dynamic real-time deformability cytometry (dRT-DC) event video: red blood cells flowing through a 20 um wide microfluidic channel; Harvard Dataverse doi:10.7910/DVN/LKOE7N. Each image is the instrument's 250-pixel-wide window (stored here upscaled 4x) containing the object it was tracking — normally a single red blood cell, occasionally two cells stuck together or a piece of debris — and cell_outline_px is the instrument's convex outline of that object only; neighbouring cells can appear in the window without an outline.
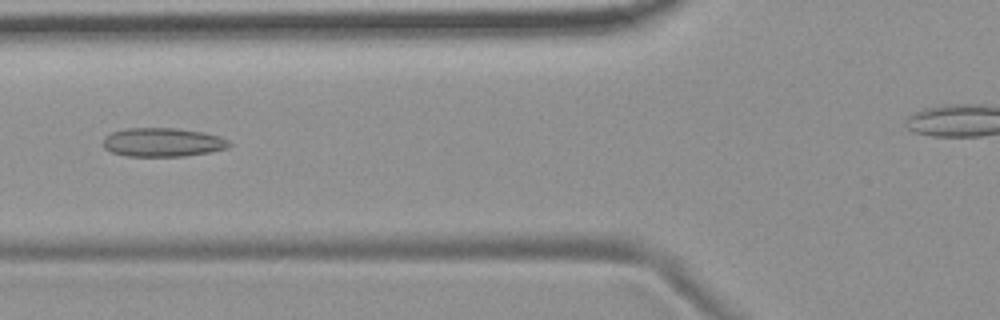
{"species": "common noctule bat (a hibernating species)", "species_latin": "Nyctalus noctula", "temperature_condition": "room temperature", "stored_images_in_passage": 5, "camera_frame_rate_fps": 3000, "um_per_image_px": 0.085, "animal": {"sex": "female", "body_mass_g": 19.9}, "frame": {"image": 1, "passage_image": 5, "time_ms": 4.333, "image_size_px": [1000, 320], "cell_outline_px": [[232, 144], [228, 148], [212, 152], [184, 156], [124, 156], [112, 152], [104, 148], [104, 136], [112, 132], [128, 128], [176, 128], [204, 132], [220, 136], [228, 140]], "centroid_in_image_um": [13.86, 12.09], "position_along_channel_um": 111.9, "area_um2": 21.33}}